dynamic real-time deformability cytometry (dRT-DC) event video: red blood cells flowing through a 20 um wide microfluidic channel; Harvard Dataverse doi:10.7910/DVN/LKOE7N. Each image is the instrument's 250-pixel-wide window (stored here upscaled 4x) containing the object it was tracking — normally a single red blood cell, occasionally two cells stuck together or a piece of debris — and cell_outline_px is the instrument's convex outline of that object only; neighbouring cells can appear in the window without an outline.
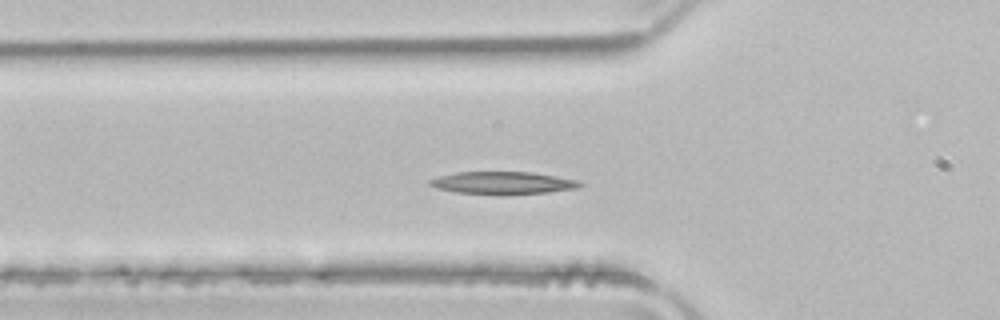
{"species": "common noctule bat (a hibernating species)", "species_latin": "Nyctalus noctula", "temperature_condition": "room temperature", "stored_images_in_passage": 36, "camera_frame_rate_fps": 3000, "um_per_image_px": 0.085, "animal": {"sex": "male", "body_mass_g": 21.5, "forearm_length_mm": 52.0}, "frame": {"image": 1, "passage_image": 2, "time_ms": 0.333, "image_size_px": [1000, 320], "cell_outline_px": [[584, 184], [576, 188], [548, 192], [456, 192], [436, 188], [428, 184], [428, 180], [440, 176], [456, 172], [532, 172], [576, 180]], "centroid_in_image_um": [42.7, 15.5], "position_along_channel_um": 83.1, "area_um2": 18.55}}
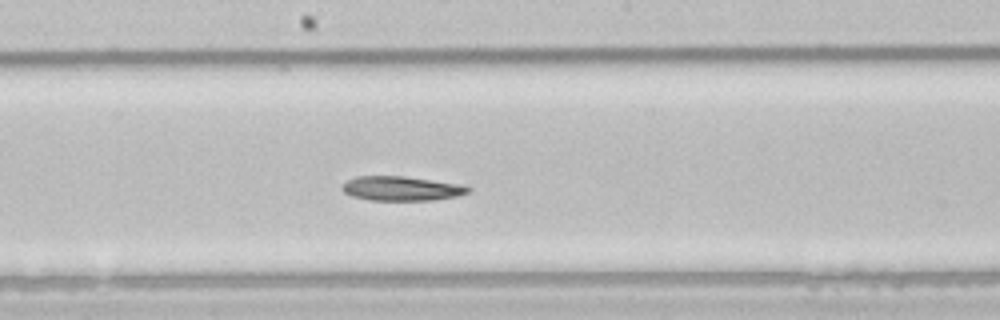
{"frame": {"image": 2, "passage_image": 12, "time_ms": 3.667, "image_size_px": [1000, 320], "cell_outline_px": [[472, 192], [456, 196], [432, 200], [368, 200], [352, 196], [344, 192], [340, 188], [348, 180], [356, 176], [404, 176], [460, 184], [472, 188]], "centroid_in_image_um": [34.13, 16.02], "position_along_channel_um": 214.1, "area_um2": 17.92}}
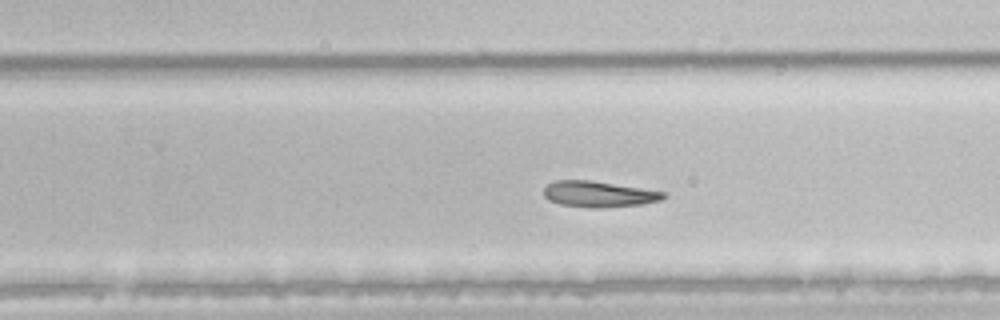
{"frame": {"image": 3, "passage_image": 17, "time_ms": 5.333, "image_size_px": [1000, 320], "cell_outline_px": [[668, 196], [660, 200], [640, 204], [600, 208], [592, 208], [560, 204], [548, 200], [544, 196], [544, 188], [548, 184], [556, 180], [592, 180], [668, 192]], "centroid_in_image_um": [50.91, 16.49], "position_along_channel_um": 278.9, "area_um2": 18.21}, "authors_computed_cell_mechanics": {"area_um2": 18.9006, "velocity_mm_per_s": 3.9175, "shape_relaxation_time_tau1_ms": 7.1672, "shape_relaxation_time_tau2_ms": null, "deformation_change_tau1": 0.1783, "deformation_change_tau2": null}}